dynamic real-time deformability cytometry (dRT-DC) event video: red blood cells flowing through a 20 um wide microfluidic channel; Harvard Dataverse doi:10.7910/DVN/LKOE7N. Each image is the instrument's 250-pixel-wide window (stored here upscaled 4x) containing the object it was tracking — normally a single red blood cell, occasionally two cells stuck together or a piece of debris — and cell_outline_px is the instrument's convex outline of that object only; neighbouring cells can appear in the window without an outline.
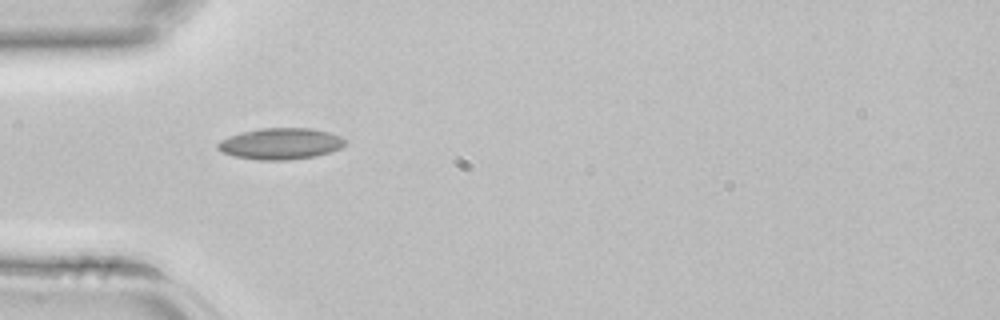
{"species": "common noctule bat (a hibernating species)", "species_latin": "Nyctalus noctula", "temperature_condition": "room temperature", "stored_images_in_passage": 4, "camera_frame_rate_fps": 3000, "um_per_image_px": 0.085, "animal": {"sex": "female", "body_mass_g": 22.7, "forearm_length_mm": 54.2}, "frame": {"image": 1, "passage_image": 4, "time_ms": 1.0, "image_size_px": [1000, 320], "cell_outline_px": [[344, 144], [340, 148], [316, 156], [288, 160], [256, 160], [236, 156], [220, 152], [216, 148], [216, 144], [220, 140], [240, 132], [260, 128], [312, 128], [332, 132], [340, 136], [344, 140]], "centroid_in_image_um": [23.81, 12.21], "position_along_channel_um": 61.2, "area_um2": 23.35}}